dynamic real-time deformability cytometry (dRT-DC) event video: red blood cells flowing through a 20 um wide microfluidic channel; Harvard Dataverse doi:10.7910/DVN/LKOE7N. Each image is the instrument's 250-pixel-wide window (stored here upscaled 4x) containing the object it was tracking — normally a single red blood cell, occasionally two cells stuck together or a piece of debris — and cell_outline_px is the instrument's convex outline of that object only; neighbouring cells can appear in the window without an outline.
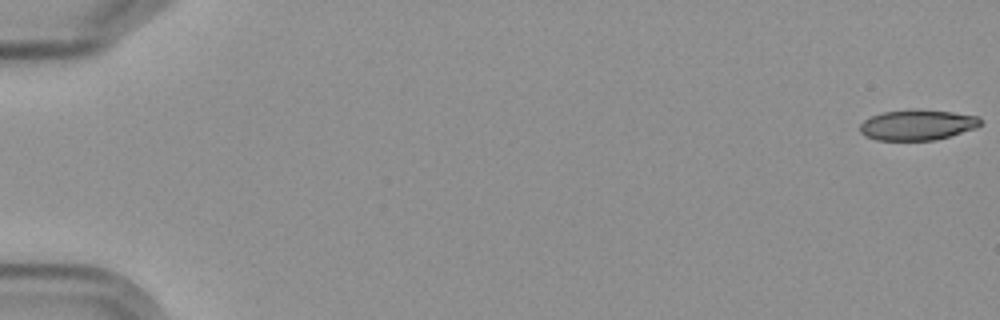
{"species": "Egyptian fruit bat (a non-hibernating species)", "species_latin": "Rousettus aegyptiacus", "temperature_condition": "cold", "stored_images_in_passage": 6, "camera_frame_rate_fps": 3000, "um_per_image_px": 0.085, "frame": {"image": 1, "passage_image": 1, "time_ms": 0.0, "image_size_px": [1000, 320], "cell_outline_px": [[980, 124], [976, 128], [936, 140], [876, 140], [864, 136], [860, 132], [860, 124], [864, 120], [872, 116], [884, 112], [952, 112], [980, 116]], "centroid_in_image_um": [77.97, 10.67], "position_along_channel_um": 7.0, "area_um2": 20.58}}
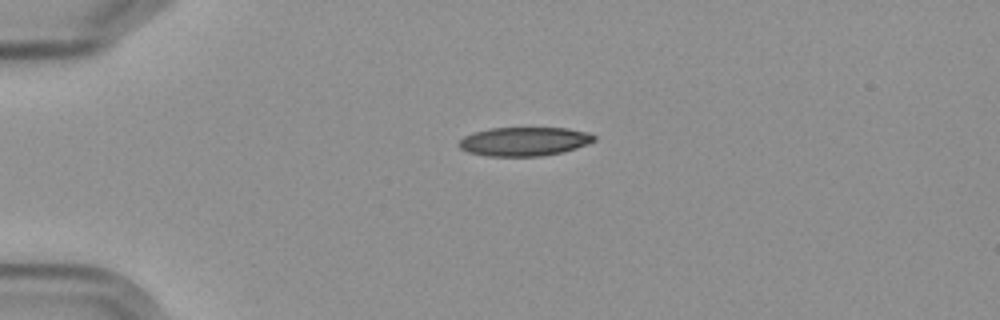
{"frame": {"image": 2, "passage_image": 5, "time_ms": 4.667, "image_size_px": [1000, 320], "cell_outline_px": [[596, 140], [576, 148], [564, 152], [540, 156], [488, 156], [468, 152], [460, 148], [456, 144], [464, 136], [488, 128], [568, 128], [588, 132], [596, 136]], "centroid_in_image_um": [44.56, 12.02], "position_along_channel_um": 40.4, "area_um2": 22.77}}